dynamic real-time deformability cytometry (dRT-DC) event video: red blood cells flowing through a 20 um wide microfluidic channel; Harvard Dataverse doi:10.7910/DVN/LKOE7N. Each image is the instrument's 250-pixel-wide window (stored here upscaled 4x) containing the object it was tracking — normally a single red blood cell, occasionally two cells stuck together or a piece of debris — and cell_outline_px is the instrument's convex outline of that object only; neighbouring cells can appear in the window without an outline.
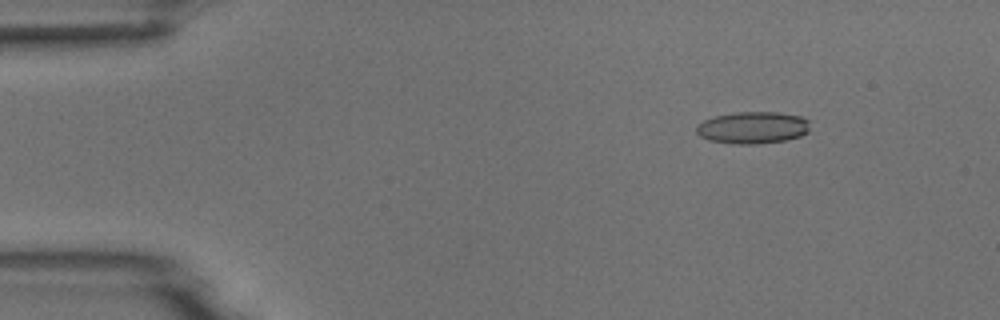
{"species": "common noctule bat (a hibernating species)", "species_latin": "Nyctalus noctula", "temperature_condition": "room temperature", "stored_images_in_passage": 5, "camera_frame_rate_fps": 3000, "um_per_image_px": 0.085, "animal": {"sex": "male", "body_mass_g": 18.8}, "frame": {"image": 1, "passage_image": 2, "time_ms": 1.333, "image_size_px": [1000, 320], "cell_outline_px": [[808, 132], [800, 136], [788, 140], [760, 144], [732, 144], [708, 140], [700, 136], [696, 132], [696, 124], [712, 116], [736, 112], [776, 112], [800, 116], [808, 120]], "centroid_in_image_um": [63.95, 10.86], "position_along_channel_um": 21.1, "area_um2": 21.44}}
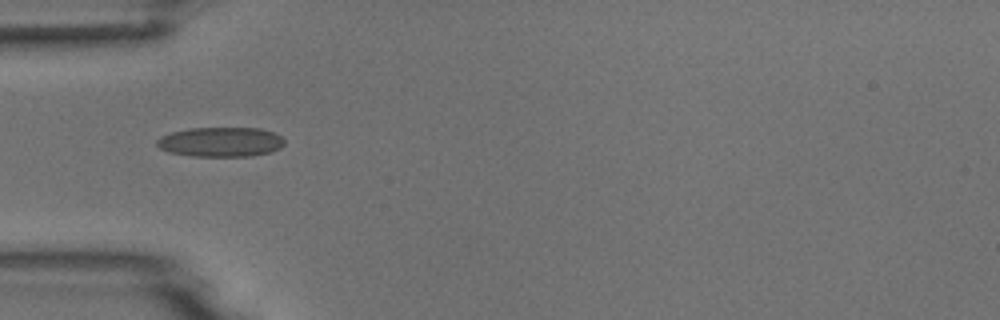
{"frame": {"image": 2, "passage_image": 5, "time_ms": 4.667, "image_size_px": [1000, 320], "cell_outline_px": [[284, 144], [280, 148], [272, 152], [252, 156], [192, 156], [168, 152], [160, 148], [156, 144], [156, 140], [160, 136], [172, 132], [188, 128], [260, 128], [272, 132], [280, 136], [284, 140]], "centroid_in_image_um": [18.75, 12.07], "position_along_channel_um": 66.3, "area_um2": 22.14}}